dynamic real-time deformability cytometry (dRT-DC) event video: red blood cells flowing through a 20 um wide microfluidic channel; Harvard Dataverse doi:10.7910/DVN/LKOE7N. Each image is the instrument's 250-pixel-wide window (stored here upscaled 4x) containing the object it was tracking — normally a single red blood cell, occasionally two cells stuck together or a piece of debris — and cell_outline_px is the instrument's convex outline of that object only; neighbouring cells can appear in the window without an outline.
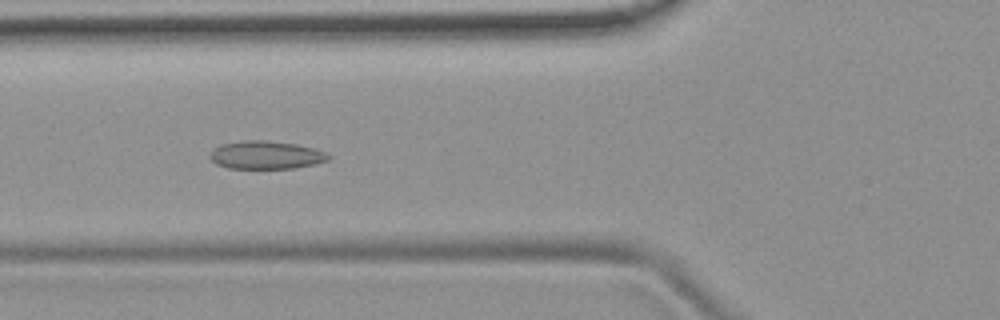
{"species": "common noctule bat (a hibernating species)", "species_latin": "Nyctalus noctula", "temperature_condition": "room temperature", "stored_images_in_passage": 45, "camera_frame_rate_fps": 3000, "um_per_image_px": 0.085, "animal": {"sex": "female", "body_mass_g": 19.9}, "frame": {"image": 1, "passage_image": 12, "time_ms": 3.667, "image_size_px": [1000, 320], "cell_outline_px": [[332, 156], [328, 160], [316, 164], [296, 168], [228, 168], [216, 164], [208, 156], [212, 148], [220, 144], [240, 140], [268, 140], [296, 144], [328, 152]], "centroid_in_image_um": [22.6, 13.16], "position_along_channel_um": 103.2, "area_um2": 19.71}}
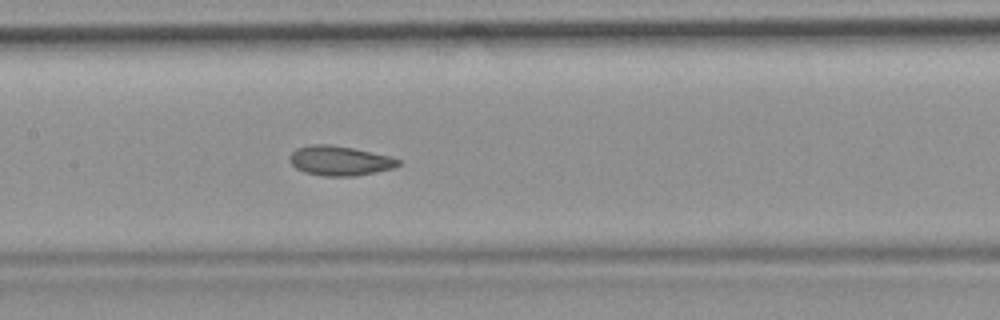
{"frame": {"image": 2, "passage_image": 18, "time_ms": 5.667, "image_size_px": [1000, 320], "cell_outline_px": [[400, 164], [392, 168], [376, 172], [356, 176], [324, 176], [304, 172], [296, 168], [292, 164], [288, 156], [296, 148], [308, 144], [332, 144], [392, 156], [400, 160]], "centroid_in_image_um": [28.86, 13.65], "position_along_channel_um": 178.5, "area_um2": 18.9}}
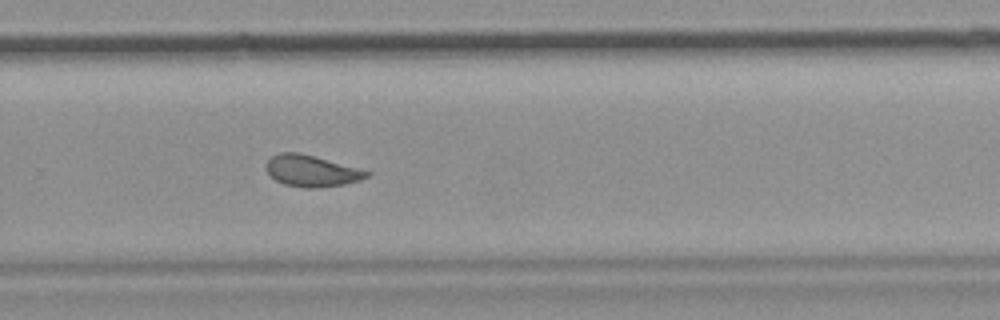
{"frame": {"image": 3, "passage_image": 28, "time_ms": 9.0, "image_size_px": [1000, 320], "cell_outline_px": [[372, 172], [368, 176], [360, 180], [344, 184], [316, 188], [304, 188], [284, 184], [276, 180], [264, 168], [264, 164], [272, 156], [280, 152], [300, 152], [360, 168]], "centroid_in_image_um": [26.47, 14.52], "position_along_channel_um": 303.3, "area_um2": 18.55}, "authors_computed_cell_mechanics": {"area_um2": 18.9006, "velocity_mm_per_s": 3.7636, "shape_relaxation_time_tau1_ms": null, "shape_relaxation_time_tau2_ms": 1.5756, "deformation_change_tau1": null, "deformation_change_tau2": 0.0673}}